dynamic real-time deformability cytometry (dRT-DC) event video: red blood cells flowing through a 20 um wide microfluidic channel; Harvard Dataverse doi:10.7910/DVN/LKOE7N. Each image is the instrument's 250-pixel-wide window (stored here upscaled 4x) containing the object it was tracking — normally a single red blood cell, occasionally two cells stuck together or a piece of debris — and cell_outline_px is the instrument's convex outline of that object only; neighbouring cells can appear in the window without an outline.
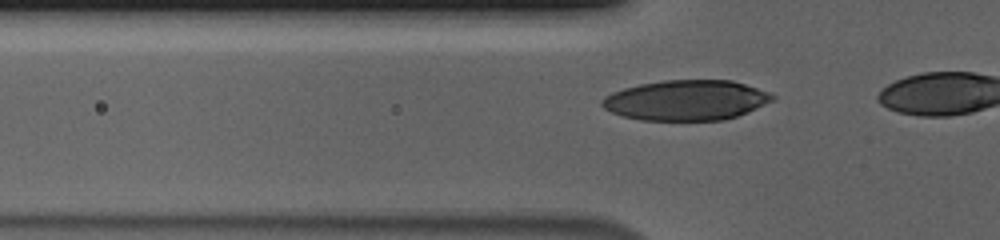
{"species": "human", "species_latin": "Homo sapiens", "temperature_condition": "cold", "stored_images_in_passage": 6, "camera_frame_rate_fps": 3000, "um_per_image_px": 0.085, "donor": {"sex": "male"}, "frame": {"image": 1, "passage_image": 3, "time_ms": 0.667, "image_size_px": [1000, 240], "cell_outline_px": [[776, 96], [772, 100], [748, 112], [724, 120], [640, 120], [624, 116], [612, 112], [604, 108], [600, 104], [600, 100], [604, 96], [612, 92], [624, 88], [640, 84], [664, 80], [732, 80], [768, 92]], "centroid_in_image_um": [58.29, 8.52], "position_along_channel_um": 67.5, "area_um2": 39.77}}